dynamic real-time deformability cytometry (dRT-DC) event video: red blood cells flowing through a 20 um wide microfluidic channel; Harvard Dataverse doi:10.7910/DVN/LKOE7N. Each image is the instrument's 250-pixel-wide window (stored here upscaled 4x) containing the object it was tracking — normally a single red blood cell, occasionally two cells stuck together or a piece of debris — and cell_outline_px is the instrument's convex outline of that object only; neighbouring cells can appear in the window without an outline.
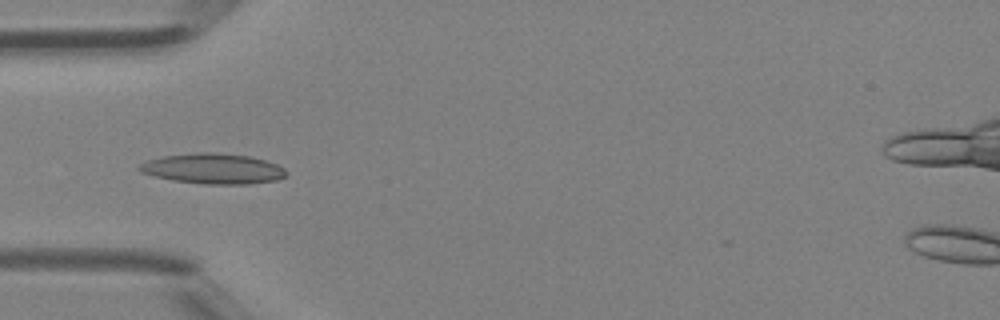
{"species": "Egyptian fruit bat (a non-hibernating species)", "species_latin": "Rousettus aegyptiacus", "temperature_condition": "room temperature", "stored_images_in_passage": 17, "camera_frame_rate_fps": 3000, "um_per_image_px": 0.085, "animal": {"sex": "female"}, "frame": {"image": 1, "passage_image": 3, "time_ms": 0.667, "image_size_px": [1000, 320], "cell_outline_px": [[288, 176], [276, 180], [248, 184], [204, 184], [172, 180], [140, 172], [136, 168], [140, 164], [148, 160], [164, 156], [196, 152], [212, 152], [248, 156], [264, 160], [276, 164], [284, 168], [288, 172]], "centroid_in_image_um": [18.12, 14.34], "position_along_channel_um": 66.9, "area_um2": 25.95}}
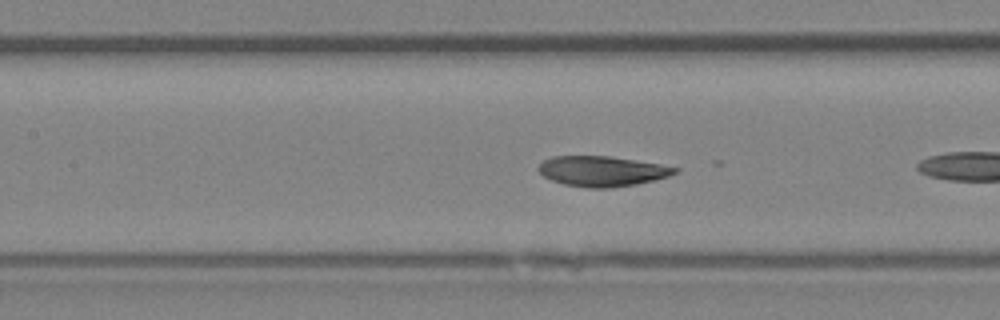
{"frame": {"image": 2, "passage_image": 7, "time_ms": 2.0, "image_size_px": [1000, 320], "cell_outline_px": [[680, 168], [676, 172], [668, 176], [636, 184], [608, 188], [588, 188], [564, 184], [552, 180], [544, 176], [536, 168], [544, 160], [552, 156], [612, 156], [660, 164]], "centroid_in_image_um": [51.16, 14.54], "position_along_channel_um": 156.2, "area_um2": 23.93}}